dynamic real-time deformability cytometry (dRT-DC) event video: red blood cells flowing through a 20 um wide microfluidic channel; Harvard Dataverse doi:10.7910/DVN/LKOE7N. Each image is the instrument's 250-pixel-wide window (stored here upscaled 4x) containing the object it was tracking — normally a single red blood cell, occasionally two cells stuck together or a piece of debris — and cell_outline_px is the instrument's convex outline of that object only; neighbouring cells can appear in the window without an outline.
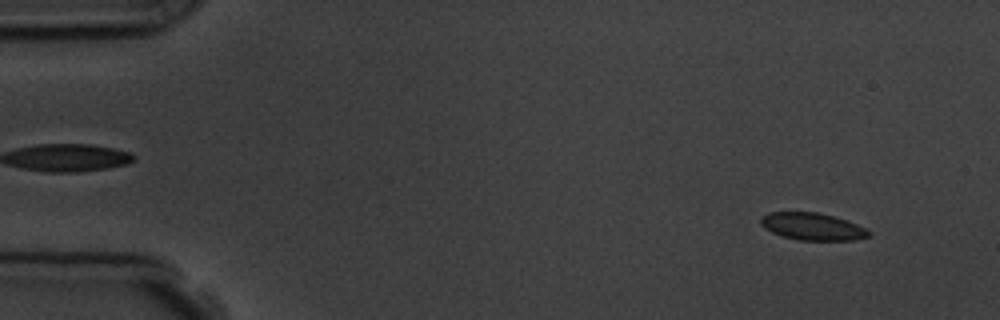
{"species": "common noctule bat (a hibernating species)", "species_latin": "Nyctalus noctula", "temperature_condition": "room temperature", "stored_images_in_passage": 4, "camera_frame_rate_fps": 3000, "um_per_image_px": 0.085, "animal": {"sex": "male", "body_mass_g": 19.5, "forearm_length_mm": 54.6}, "frame": {"image": 1, "passage_image": 1, "time_ms": 0.0, "image_size_px": [1000, 320], "cell_outline_px": [[872, 236], [856, 240], [800, 240], [784, 236], [772, 232], [764, 228], [760, 224], [760, 216], [768, 212], [816, 212], [832, 216], [856, 224], [872, 232]], "centroid_in_image_um": [69.04, 19.26], "position_along_channel_um": 16.0, "area_um2": 17.11}}
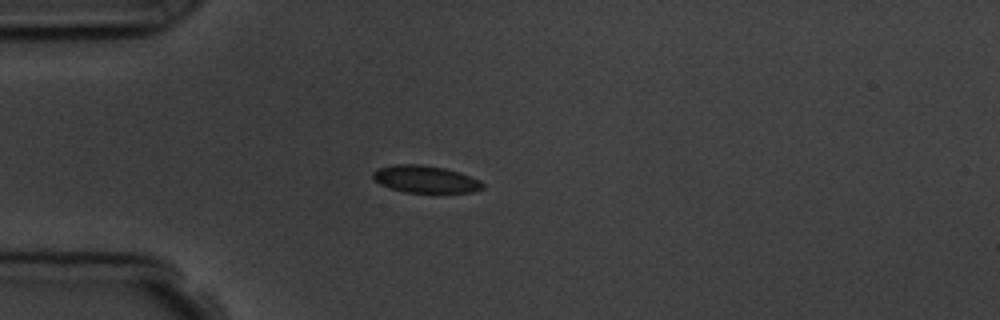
{"frame": {"image": 2, "passage_image": 4, "time_ms": 3.333, "image_size_px": [1000, 320], "cell_outline_px": [[484, 188], [472, 192], [404, 192], [388, 188], [380, 184], [372, 176], [372, 172], [376, 168], [396, 164], [424, 164], [444, 168], [460, 172], [480, 180], [484, 184]], "centroid_in_image_um": [36.14, 15.22], "position_along_channel_um": 48.9, "area_um2": 17.51}}